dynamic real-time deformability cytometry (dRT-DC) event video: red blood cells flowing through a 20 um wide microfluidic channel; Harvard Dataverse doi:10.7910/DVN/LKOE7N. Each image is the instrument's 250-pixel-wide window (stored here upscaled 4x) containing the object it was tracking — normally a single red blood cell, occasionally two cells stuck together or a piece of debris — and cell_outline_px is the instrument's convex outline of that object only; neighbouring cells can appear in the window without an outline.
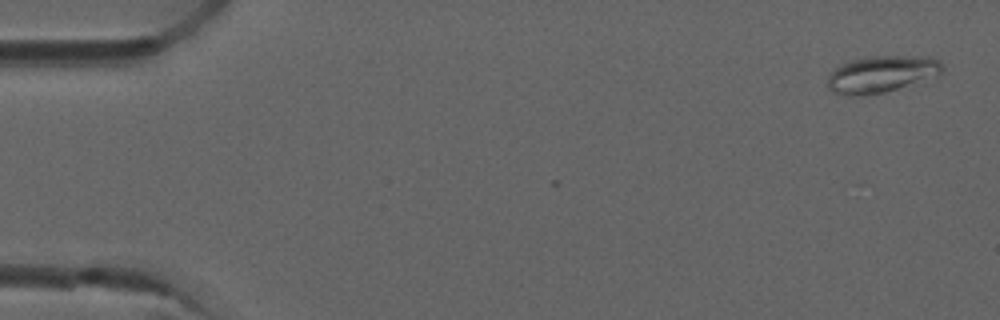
{"species": "common noctule bat (a hibernating species)", "species_latin": "Nyctalus noctula", "temperature_condition": "room temperature", "stored_images_in_passage": 5, "camera_frame_rate_fps": 3000, "um_per_image_px": 0.085, "animal": {"sex": "male", "forearm_length_mm": 52.5}, "frame": {"image": 1, "passage_image": 1, "time_ms": 0.0, "image_size_px": [1000, 320], "cell_outline_px": [[944, 68], [940, 72], [896, 88], [884, 92], [860, 96], [844, 96], [832, 92], [828, 88], [828, 72], [840, 64], [852, 60], [868, 56], [928, 56], [940, 60], [944, 64]], "centroid_in_image_um": [74.82, 6.28], "position_along_channel_um": 10.2, "area_um2": 24.33}}